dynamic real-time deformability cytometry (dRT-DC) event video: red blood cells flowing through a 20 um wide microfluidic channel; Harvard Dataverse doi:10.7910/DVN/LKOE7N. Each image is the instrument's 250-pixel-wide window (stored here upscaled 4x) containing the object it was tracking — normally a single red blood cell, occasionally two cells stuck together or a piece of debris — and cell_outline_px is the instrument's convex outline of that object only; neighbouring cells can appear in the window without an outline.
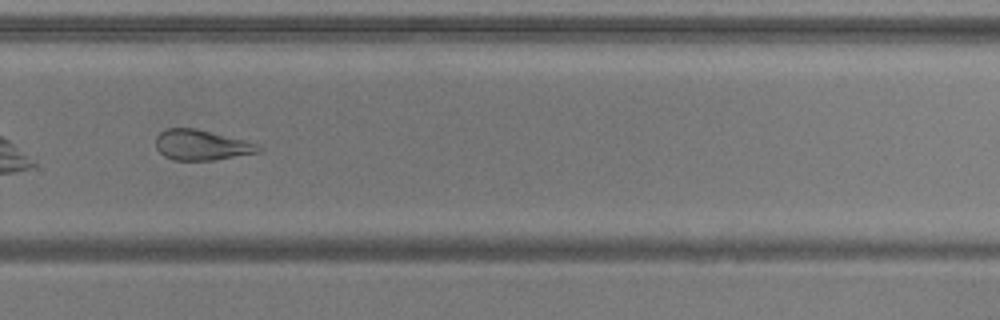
{"species": "common noctule bat (a hibernating species)", "species_latin": "Nyctalus noctula", "temperature_condition": "warm", "stored_images_in_passage": 35, "camera_frame_rate_fps": 3000, "um_per_image_px": 0.085, "animal": {"sex": "male", "body_mass_g": 20.5, "forearm_length_mm": 52.5}, "frame": {"image": 1, "passage_image": 20, "time_ms": 6.333, "image_size_px": [1000, 320], "cell_outline_px": [[264, 148], [260, 152], [212, 160], [172, 160], [164, 156], [156, 148], [156, 136], [160, 132], [168, 128], [196, 128], [244, 140], [256, 144]], "centroid_in_image_um": [17.11, 12.33], "position_along_channel_um": 312.7, "area_um2": 18.09}}
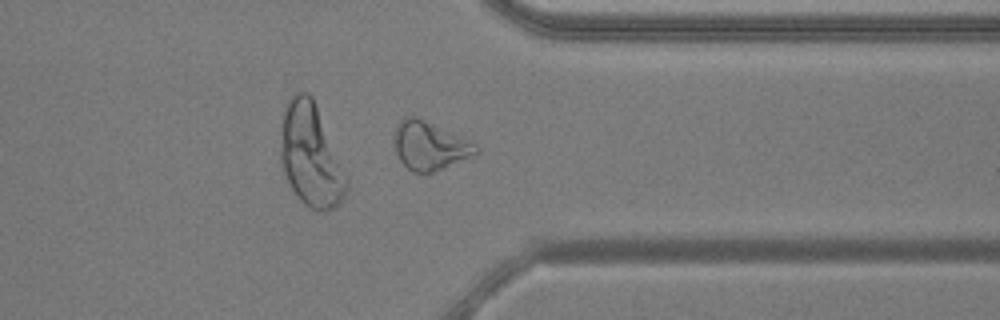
{"frame": {"image": 2, "passage_image": 25, "time_ms": 8.0, "image_size_px": [1000, 320], "cell_outline_px": [[480, 152], [472, 156], [432, 172], [412, 172], [400, 160], [396, 152], [396, 128], [400, 120], [404, 116], [420, 116], [476, 144], [480, 148]], "centroid_in_image_um": [36.54, 12.35], "position_along_channel_um": 374.9, "area_um2": 22.83}, "authors_computed_cell_mechanics": {"area_um2": 19.5364, "velocity_mm_per_s": 3.8817, "shape_relaxation_time_tau1_ms": null, "shape_relaxation_time_tau2_ms": 3.0075, "deformation_change_tau1": null, "deformation_change_tau2": 0.1176}}